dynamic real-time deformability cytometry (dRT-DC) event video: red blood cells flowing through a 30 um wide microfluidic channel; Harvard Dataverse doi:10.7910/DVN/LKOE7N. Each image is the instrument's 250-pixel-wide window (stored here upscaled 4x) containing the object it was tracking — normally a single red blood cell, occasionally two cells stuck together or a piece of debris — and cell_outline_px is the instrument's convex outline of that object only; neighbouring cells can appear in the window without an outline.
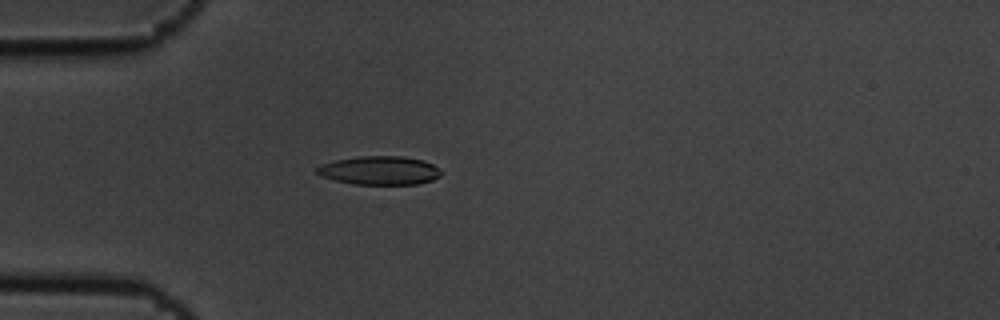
{"species": "common noctule bat (a hibernating species)", "species_latin": "Nyctalus noctula", "temperature_condition": "cold", "stored_images_in_passage": 3, "camera_frame_rate_fps": 3000, "um_per_image_px": 0.085, "animal": {"sex": "male", "body_mass_g": 19.5, "forearm_length_mm": 54.6}, "frame": {"image": 1, "passage_image": 3, "time_ms": 0.667, "image_size_px": [1000, 320], "cell_outline_px": [[444, 172], [440, 176], [432, 180], [416, 184], [356, 184], [336, 180], [320, 176], [316, 172], [316, 168], [320, 164], [336, 160], [360, 156], [400, 156], [424, 160], [440, 168]], "centroid_in_image_um": [32.29, 14.48], "position_along_channel_um": 52.7, "area_um2": 20.75}}